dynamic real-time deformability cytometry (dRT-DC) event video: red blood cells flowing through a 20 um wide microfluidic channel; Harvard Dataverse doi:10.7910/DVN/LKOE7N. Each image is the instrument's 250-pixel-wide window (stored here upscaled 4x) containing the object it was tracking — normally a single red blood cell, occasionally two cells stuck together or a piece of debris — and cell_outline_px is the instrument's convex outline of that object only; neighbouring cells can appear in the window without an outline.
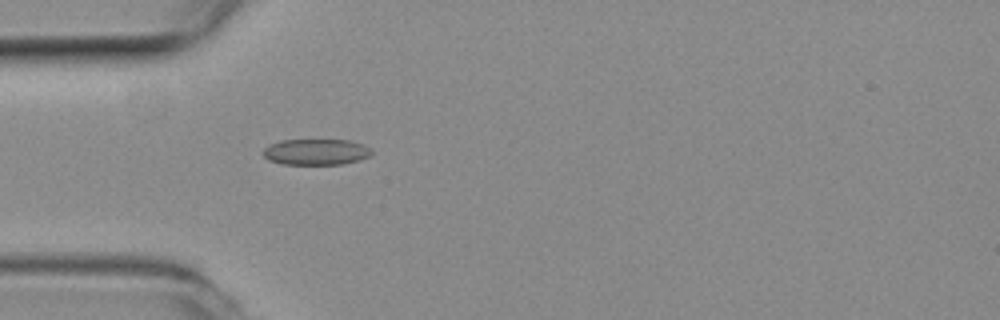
{"species": "common noctule bat (a hibernating species)", "species_latin": "Nyctalus noctula", "temperature_condition": "room temperature", "stored_images_in_passage": 41, "camera_frame_rate_fps": 3000, "um_per_image_px": 0.085, "animal": {"sex": "female", "body_mass_g": 19.3, "forearm_length_mm": 54.1}, "frame": {"image": 1, "passage_image": 8, "time_ms": 2.333, "image_size_px": [1000, 320], "cell_outline_px": [[372, 152], [368, 156], [360, 160], [344, 164], [280, 164], [268, 160], [264, 156], [264, 148], [268, 144], [280, 140], [352, 140], [364, 144]], "centroid_in_image_um": [26.84, 12.91], "position_along_channel_um": 58.2, "area_um2": 16.53}}
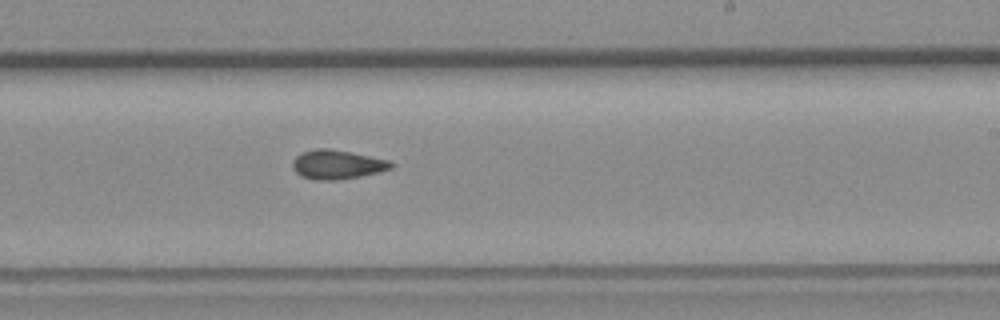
{"frame": {"image": 2, "passage_image": 25, "time_ms": 8.0, "image_size_px": [1000, 320], "cell_outline_px": [[392, 168], [380, 172], [340, 180], [312, 180], [300, 176], [292, 168], [292, 160], [300, 152], [316, 148], [328, 148], [388, 160], [392, 164]], "centroid_in_image_um": [28.58, 13.99], "position_along_channel_um": 260.4, "area_um2": 16.76}}
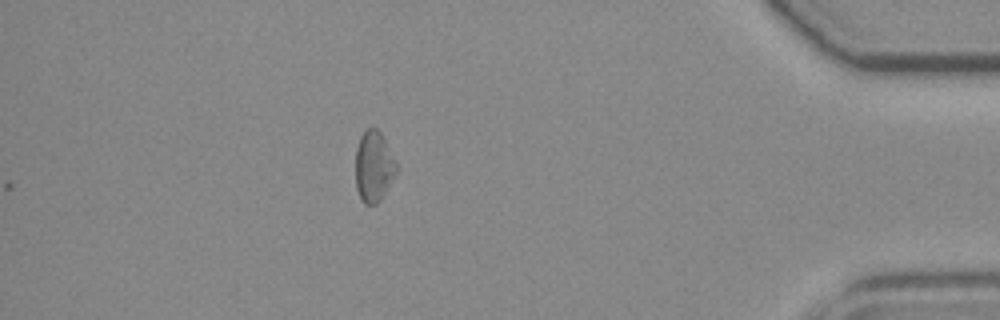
{"frame": {"image": 3, "passage_image": 41, "time_ms": 13.333, "image_size_px": [1000, 320], "cell_outline_px": [[396, 172], [380, 200], [376, 204], [364, 204], [360, 200], [356, 188], [356, 148], [360, 136], [368, 128], [376, 128], [380, 132], [396, 160]], "centroid_in_image_um": [31.75, 14.16], "position_along_channel_um": 403.5, "area_um2": 16.7}, "authors_computed_cell_mechanics": {"area_um2": 16.4152, "velocity_mm_per_s": 3.6178, "shape_relaxation_time_tau1_ms": null, "shape_relaxation_time_tau2_ms": 4.122, "deformation_change_tau1": null, "deformation_change_tau2": 0.0934}}